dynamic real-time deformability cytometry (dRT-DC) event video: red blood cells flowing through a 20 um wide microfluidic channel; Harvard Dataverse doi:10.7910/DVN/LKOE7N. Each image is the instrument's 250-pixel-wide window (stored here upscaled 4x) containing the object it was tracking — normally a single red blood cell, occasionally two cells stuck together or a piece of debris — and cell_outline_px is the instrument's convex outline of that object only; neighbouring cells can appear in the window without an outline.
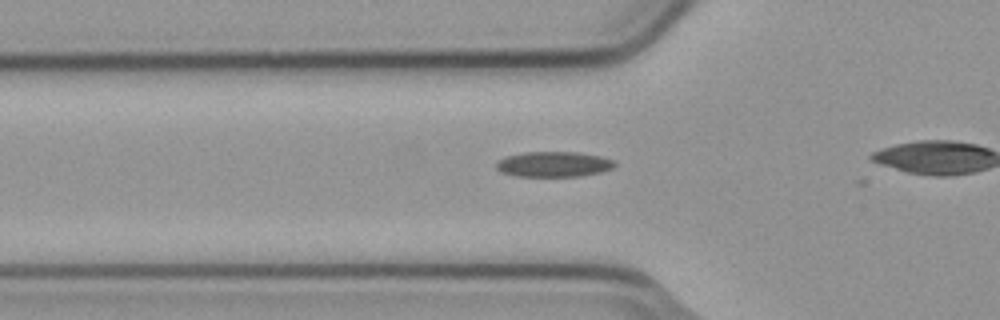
{"species": "common noctule bat (a hibernating species)", "species_latin": "Nyctalus noctula", "temperature_condition": "cold", "stored_images_in_passage": 24, "camera_frame_rate_fps": 3000, "um_per_image_px": 0.085, "animal": {"sex": "male", "body_mass_g": 23.1, "forearm_length_mm": 52.7}, "frame": {"image": 1, "passage_image": 6, "time_ms": 1.667, "image_size_px": [1000, 320], "cell_outline_px": [[616, 164], [612, 168], [600, 172], [580, 176], [516, 176], [500, 172], [496, 168], [496, 164], [500, 160], [508, 156], [524, 152], [576, 152], [600, 156], [612, 160]], "centroid_in_image_um": [47.05, 13.96], "position_along_channel_um": 78.8, "area_um2": 17.28}}
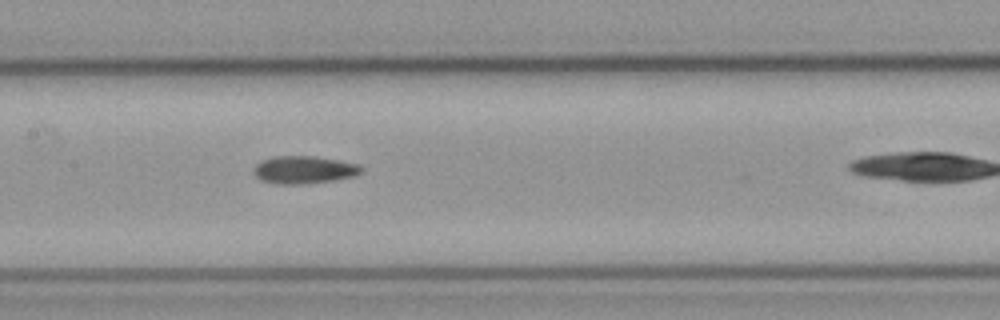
{"frame": {"image": 2, "passage_image": 14, "time_ms": 4.333, "image_size_px": [1000, 320], "cell_outline_px": [[364, 168], [356, 176], [332, 180], [300, 184], [276, 184], [260, 180], [252, 172], [256, 164], [272, 156], [316, 156], [360, 164]], "centroid_in_image_um": [25.84, 14.43], "position_along_channel_um": 181.6, "area_um2": 17.4}}
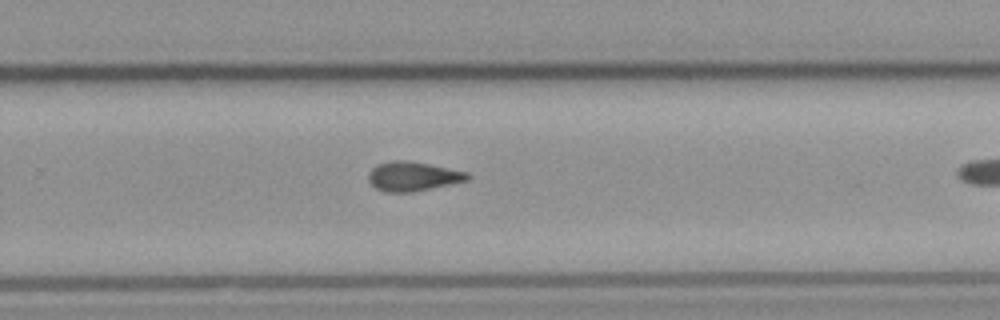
{"frame": {"image": 3, "passage_image": 23, "time_ms": 7.333, "image_size_px": [1000, 320], "cell_outline_px": [[472, 176], [468, 180], [412, 192], [384, 192], [376, 188], [368, 180], [368, 172], [376, 164], [392, 160], [404, 160], [428, 164], [468, 172]], "centroid_in_image_um": [35.07, 14.98], "position_along_channel_um": 294.7, "area_um2": 16.88}}